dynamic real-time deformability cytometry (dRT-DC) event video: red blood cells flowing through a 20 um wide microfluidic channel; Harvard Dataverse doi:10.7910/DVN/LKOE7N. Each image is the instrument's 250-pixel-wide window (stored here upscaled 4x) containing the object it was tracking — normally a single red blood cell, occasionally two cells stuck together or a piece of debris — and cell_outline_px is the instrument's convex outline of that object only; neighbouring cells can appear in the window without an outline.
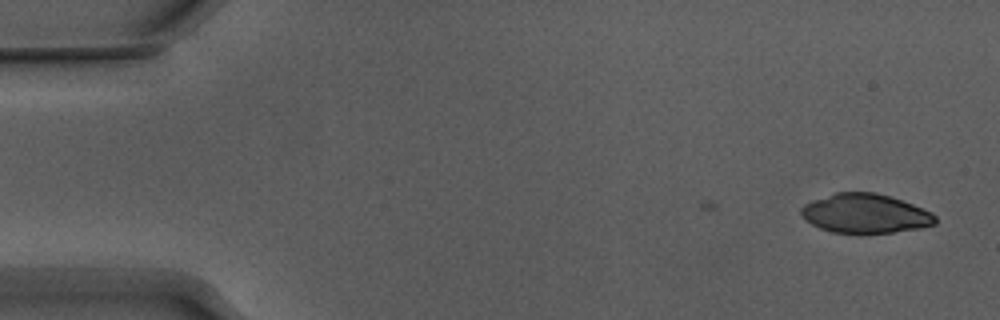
{"species": "Egyptian fruit bat (a non-hibernating species)", "species_latin": "Rousettus aegyptiacus", "temperature_condition": "warm", "stored_images_in_passage": 3, "camera_frame_rate_fps": 3000, "um_per_image_px": 0.085, "animal": {"sex": "male"}, "frame": {"image": 1, "passage_image": 3, "time_ms": 0.667, "image_size_px": [1000, 320], "cell_outline_px": [[936, 224], [920, 228], [892, 232], [832, 232], [820, 228], [812, 224], [800, 212], [800, 208], [804, 204], [836, 192], [876, 192], [912, 204], [932, 212], [936, 216]], "centroid_in_image_um": [73.57, 18.14], "position_along_channel_um": 11.4, "area_um2": 30.17}}